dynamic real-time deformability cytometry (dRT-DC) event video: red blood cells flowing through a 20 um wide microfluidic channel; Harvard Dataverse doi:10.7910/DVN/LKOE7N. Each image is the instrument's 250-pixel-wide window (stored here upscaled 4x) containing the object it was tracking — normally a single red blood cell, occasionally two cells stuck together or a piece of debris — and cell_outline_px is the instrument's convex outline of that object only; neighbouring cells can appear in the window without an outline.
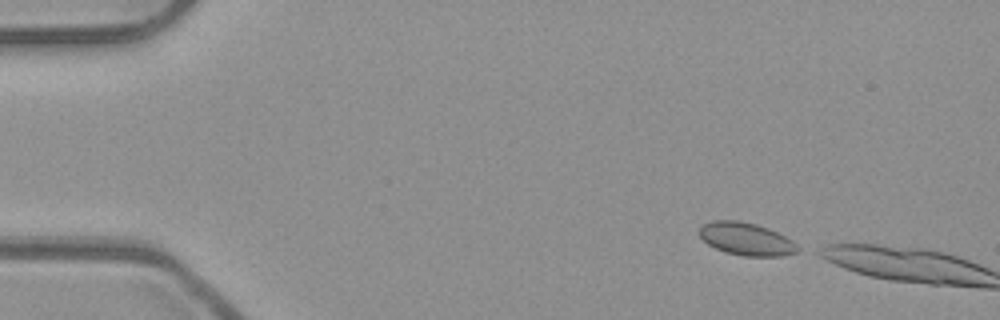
{"species": "common noctule bat (a hibernating species)", "species_latin": "Nyctalus noctula", "temperature_condition": "room temperature", "stored_images_in_passage": 3, "camera_frame_rate_fps": 3000, "um_per_image_px": 0.085, "animal": {"sex": "male", "body_mass_g": 23.1, "forearm_length_mm": 52.7}, "frame": {"image": 1, "passage_image": 1, "time_ms": 0.0, "image_size_px": [1000, 320], "cell_outline_px": [[804, 248], [796, 252], [784, 256], [744, 256], [724, 252], [708, 244], [696, 232], [704, 224], [712, 220], [736, 220], [756, 224], [768, 228], [792, 240]], "centroid_in_image_um": [63.45, 20.32], "position_along_channel_um": 21.5, "area_um2": 18.9}}